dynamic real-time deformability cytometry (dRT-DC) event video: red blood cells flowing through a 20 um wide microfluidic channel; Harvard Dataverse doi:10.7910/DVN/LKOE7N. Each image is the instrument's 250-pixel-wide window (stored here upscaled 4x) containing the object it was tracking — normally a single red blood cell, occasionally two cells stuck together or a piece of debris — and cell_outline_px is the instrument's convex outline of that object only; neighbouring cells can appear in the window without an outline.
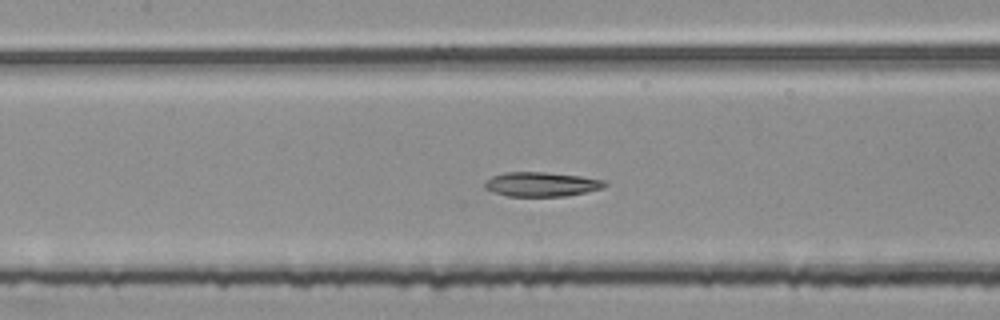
{"species": "common noctule bat (a hibernating species)", "species_latin": "Nyctalus noctula", "temperature_condition": "room temperature", "stored_images_in_passage": 51, "segment_of_instrument_passage": [2, 2], "camera_frame_rate_fps": 3000, "um_per_image_px": 0.085, "animal": {"sex": "female", "body_mass_g": 25.1}, "frame": {"image": 1, "passage_image": 24, "time_ms": 7.667, "image_size_px": [1000, 320], "cell_outline_px": [[608, 184], [604, 188], [564, 196], [508, 196], [484, 188], [484, 180], [492, 176], [504, 172], [544, 172], [580, 176], [604, 180]], "centroid_in_image_um": [46.01, 15.65], "position_along_channel_um": 161.4, "area_um2": 16.99}}
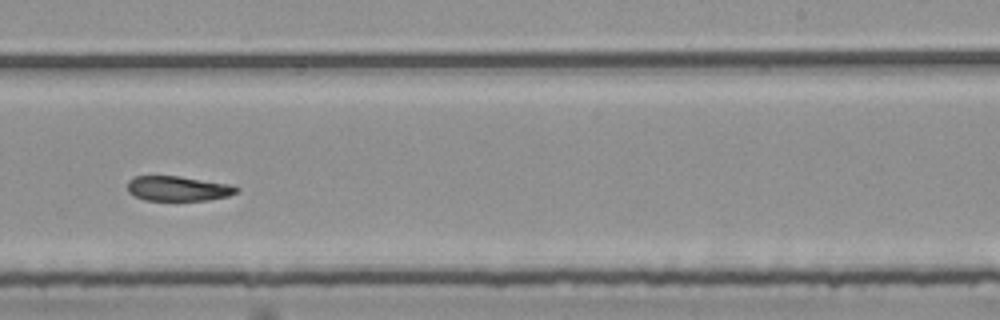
{"frame": {"image": 2, "passage_image": 33, "time_ms": 10.667, "image_size_px": [1000, 320], "cell_outline_px": [[240, 192], [228, 196], [208, 200], [144, 200], [128, 192], [128, 180], [136, 176], [176, 176], [228, 184], [240, 188]], "centroid_in_image_um": [15.14, 16.03], "position_along_channel_um": 273.9, "area_um2": 15.66}}
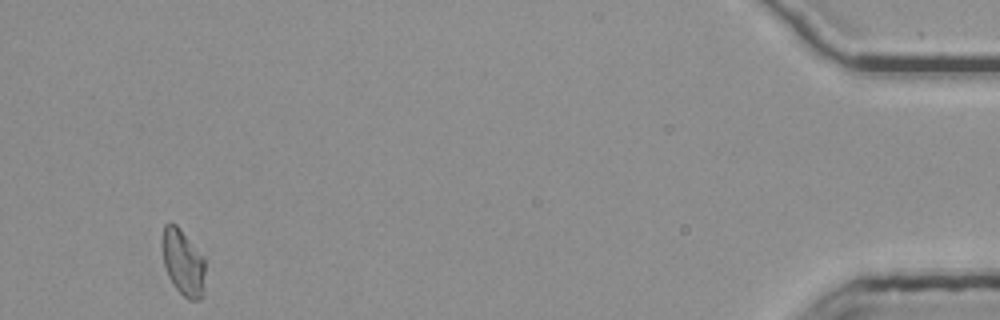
{"frame": {"image": 3, "passage_image": 51, "time_ms": 16.667, "image_size_px": [1000, 320], "cell_outline_px": [[204, 296], [200, 300], [188, 300], [172, 284], [168, 276], [164, 264], [160, 240], [164, 224], [168, 220], [176, 224], [180, 228], [204, 256]], "centroid_in_image_um": [15.54, 22.27], "position_along_channel_um": 419.7, "area_um2": 17.11}}